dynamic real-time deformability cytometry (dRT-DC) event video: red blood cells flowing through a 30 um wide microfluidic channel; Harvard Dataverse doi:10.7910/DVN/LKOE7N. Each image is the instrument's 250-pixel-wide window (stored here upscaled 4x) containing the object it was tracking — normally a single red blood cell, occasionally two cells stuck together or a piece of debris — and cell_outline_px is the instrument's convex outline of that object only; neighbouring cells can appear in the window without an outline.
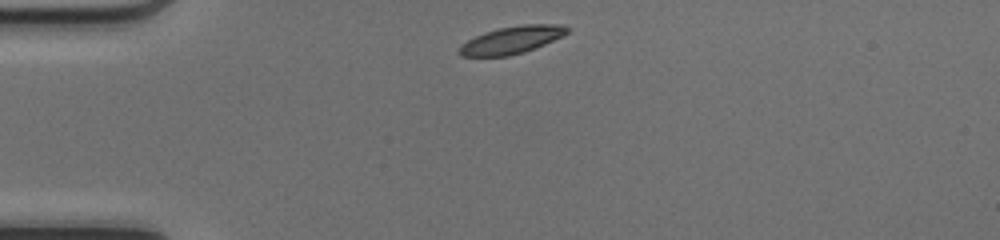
{"species": "common noctule bat (a hibernating species)", "species_latin": "Nyctalus noctula", "temperature_condition": "cold", "stored_images_in_passage": 38, "camera_frame_rate_fps": 3000, "um_per_image_px": 0.085, "animal": {"sex": "female", "body_mass_g": 17.0, "forearm_length_mm": 48.0}, "frame": {"image": 1, "passage_image": 1, "time_ms": 0.0, "image_size_px": [1000, 240], "cell_outline_px": [[572, 28], [564, 36], [536, 48], [524, 52], [508, 56], [460, 56], [456, 52], [460, 44], [484, 32], [500, 28], [524, 24], [564, 24]], "centroid_in_image_um": [43.53, 3.39], "position_along_channel_um": 41.5, "area_um2": 17.51}}
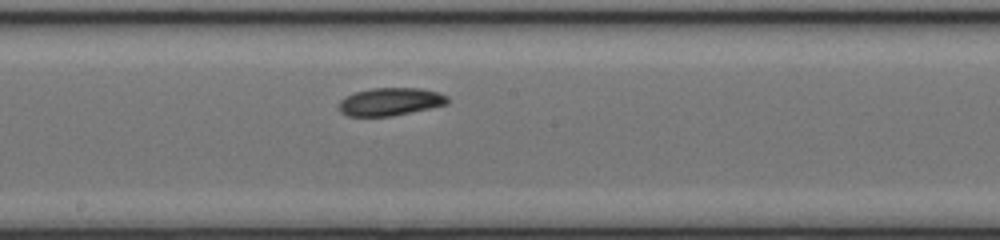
{"frame": {"image": 2, "passage_image": 16, "time_ms": 5.0, "image_size_px": [1000, 240], "cell_outline_px": [[448, 104], [392, 116], [348, 116], [340, 112], [340, 100], [356, 92], [372, 88], [420, 88], [436, 92], [448, 96]], "centroid_in_image_um": [33.19, 8.64], "position_along_channel_um": 215.0, "area_um2": 17.4}}
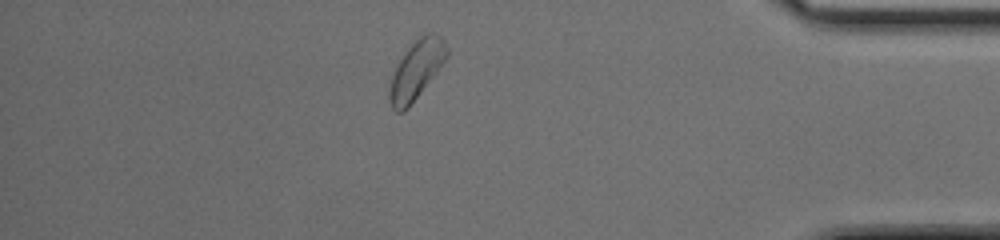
{"frame": {"image": 3, "passage_image": 32, "time_ms": 10.333, "image_size_px": [1000, 240], "cell_outline_px": [[448, 56], [436, 72], [408, 108], [404, 112], [396, 112], [392, 108], [388, 100], [388, 88], [392, 72], [404, 52], [424, 32], [432, 32], [440, 36], [444, 40], [448, 48]], "centroid_in_image_um": [35.36, 5.95], "position_along_channel_um": 399.8, "area_um2": 19.65}, "authors_computed_cell_mechanics": {"area_um2": 17.8602, "velocity_mm_per_s": 4.1206, "shape_relaxation_time_tau1_ms": 2.6275, "shape_relaxation_time_tau2_ms": null, "deformation_change_tau1": 0.0994, "deformation_change_tau2": null}}